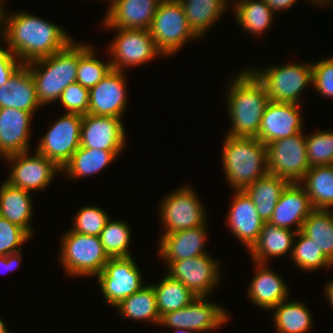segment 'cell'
Masks as SVG:
<instances>
[{"mask_svg": "<svg viewBox=\"0 0 333 333\" xmlns=\"http://www.w3.org/2000/svg\"><path fill=\"white\" fill-rule=\"evenodd\" d=\"M7 49L22 64L49 57L73 39L59 25L26 12L10 15L2 10L1 32Z\"/></svg>", "mask_w": 333, "mask_h": 333, "instance_id": "1", "label": "cell"}, {"mask_svg": "<svg viewBox=\"0 0 333 333\" xmlns=\"http://www.w3.org/2000/svg\"><path fill=\"white\" fill-rule=\"evenodd\" d=\"M231 128L227 135L256 137L263 113L270 98L263 83L250 70L245 69L229 84L227 94Z\"/></svg>", "mask_w": 333, "mask_h": 333, "instance_id": "2", "label": "cell"}, {"mask_svg": "<svg viewBox=\"0 0 333 333\" xmlns=\"http://www.w3.org/2000/svg\"><path fill=\"white\" fill-rule=\"evenodd\" d=\"M222 149L224 173L233 191L243 190L269 173L267 147L259 139L226 135Z\"/></svg>", "mask_w": 333, "mask_h": 333, "instance_id": "3", "label": "cell"}, {"mask_svg": "<svg viewBox=\"0 0 333 333\" xmlns=\"http://www.w3.org/2000/svg\"><path fill=\"white\" fill-rule=\"evenodd\" d=\"M33 76L37 100L41 106L59 100L63 90L76 82L78 43L72 40L49 57L26 64Z\"/></svg>", "mask_w": 333, "mask_h": 333, "instance_id": "4", "label": "cell"}, {"mask_svg": "<svg viewBox=\"0 0 333 333\" xmlns=\"http://www.w3.org/2000/svg\"><path fill=\"white\" fill-rule=\"evenodd\" d=\"M60 263L69 276H96L108 260L99 236H89L71 230L61 239Z\"/></svg>", "mask_w": 333, "mask_h": 333, "instance_id": "5", "label": "cell"}, {"mask_svg": "<svg viewBox=\"0 0 333 333\" xmlns=\"http://www.w3.org/2000/svg\"><path fill=\"white\" fill-rule=\"evenodd\" d=\"M149 32L164 57L176 54L188 40L199 39L189 27L183 6L178 0L160 2Z\"/></svg>", "mask_w": 333, "mask_h": 333, "instance_id": "6", "label": "cell"}, {"mask_svg": "<svg viewBox=\"0 0 333 333\" xmlns=\"http://www.w3.org/2000/svg\"><path fill=\"white\" fill-rule=\"evenodd\" d=\"M263 83L270 101L300 104L301 92L312 84V63L283 64L266 69H250Z\"/></svg>", "mask_w": 333, "mask_h": 333, "instance_id": "7", "label": "cell"}, {"mask_svg": "<svg viewBox=\"0 0 333 333\" xmlns=\"http://www.w3.org/2000/svg\"><path fill=\"white\" fill-rule=\"evenodd\" d=\"M196 193L190 186L183 185L166 195L159 209L163 234L207 225L205 208Z\"/></svg>", "mask_w": 333, "mask_h": 333, "instance_id": "8", "label": "cell"}, {"mask_svg": "<svg viewBox=\"0 0 333 333\" xmlns=\"http://www.w3.org/2000/svg\"><path fill=\"white\" fill-rule=\"evenodd\" d=\"M267 147L269 174L300 182L310 168L307 157L306 136L302 131L294 136L270 142Z\"/></svg>", "mask_w": 333, "mask_h": 333, "instance_id": "9", "label": "cell"}, {"mask_svg": "<svg viewBox=\"0 0 333 333\" xmlns=\"http://www.w3.org/2000/svg\"><path fill=\"white\" fill-rule=\"evenodd\" d=\"M82 119L83 115L64 113L41 138L36 152L62 169L80 147Z\"/></svg>", "mask_w": 333, "mask_h": 333, "instance_id": "10", "label": "cell"}, {"mask_svg": "<svg viewBox=\"0 0 333 333\" xmlns=\"http://www.w3.org/2000/svg\"><path fill=\"white\" fill-rule=\"evenodd\" d=\"M97 279L106 301L114 307L145 286L132 256L110 258Z\"/></svg>", "mask_w": 333, "mask_h": 333, "instance_id": "11", "label": "cell"}, {"mask_svg": "<svg viewBox=\"0 0 333 333\" xmlns=\"http://www.w3.org/2000/svg\"><path fill=\"white\" fill-rule=\"evenodd\" d=\"M111 29L117 31L109 49L110 56L112 55L110 61L112 69L123 71L128 67L147 63L158 55L162 56L149 30Z\"/></svg>", "mask_w": 333, "mask_h": 333, "instance_id": "12", "label": "cell"}, {"mask_svg": "<svg viewBox=\"0 0 333 333\" xmlns=\"http://www.w3.org/2000/svg\"><path fill=\"white\" fill-rule=\"evenodd\" d=\"M209 254L172 261L167 275L183 283L197 297H207L220 282V267Z\"/></svg>", "mask_w": 333, "mask_h": 333, "instance_id": "13", "label": "cell"}, {"mask_svg": "<svg viewBox=\"0 0 333 333\" xmlns=\"http://www.w3.org/2000/svg\"><path fill=\"white\" fill-rule=\"evenodd\" d=\"M29 152L17 153L4 157L13 165L7 181L10 185L21 188L23 190L33 192L34 190H43L52 182L57 172L61 173V169L45 156Z\"/></svg>", "mask_w": 333, "mask_h": 333, "instance_id": "14", "label": "cell"}, {"mask_svg": "<svg viewBox=\"0 0 333 333\" xmlns=\"http://www.w3.org/2000/svg\"><path fill=\"white\" fill-rule=\"evenodd\" d=\"M207 297H196L188 306L163 314L160 326L172 329L183 328L197 333L219 328L229 319V314L222 306L206 300Z\"/></svg>", "mask_w": 333, "mask_h": 333, "instance_id": "15", "label": "cell"}, {"mask_svg": "<svg viewBox=\"0 0 333 333\" xmlns=\"http://www.w3.org/2000/svg\"><path fill=\"white\" fill-rule=\"evenodd\" d=\"M125 131L121 118L87 113L82 119L80 146L122 151L126 142Z\"/></svg>", "mask_w": 333, "mask_h": 333, "instance_id": "16", "label": "cell"}, {"mask_svg": "<svg viewBox=\"0 0 333 333\" xmlns=\"http://www.w3.org/2000/svg\"><path fill=\"white\" fill-rule=\"evenodd\" d=\"M124 71H111L89 90V114L122 118L126 109L127 90Z\"/></svg>", "mask_w": 333, "mask_h": 333, "instance_id": "17", "label": "cell"}, {"mask_svg": "<svg viewBox=\"0 0 333 333\" xmlns=\"http://www.w3.org/2000/svg\"><path fill=\"white\" fill-rule=\"evenodd\" d=\"M303 118L301 105L293 103H276L270 101L263 113L258 135L255 137L267 145L278 139L300 133Z\"/></svg>", "mask_w": 333, "mask_h": 333, "instance_id": "18", "label": "cell"}, {"mask_svg": "<svg viewBox=\"0 0 333 333\" xmlns=\"http://www.w3.org/2000/svg\"><path fill=\"white\" fill-rule=\"evenodd\" d=\"M109 8L103 19L104 28L149 30L162 0H108Z\"/></svg>", "mask_w": 333, "mask_h": 333, "instance_id": "19", "label": "cell"}, {"mask_svg": "<svg viewBox=\"0 0 333 333\" xmlns=\"http://www.w3.org/2000/svg\"><path fill=\"white\" fill-rule=\"evenodd\" d=\"M234 194L225 220L234 236L250 250L258 241L264 222L253 201L243 190H235Z\"/></svg>", "mask_w": 333, "mask_h": 333, "instance_id": "20", "label": "cell"}, {"mask_svg": "<svg viewBox=\"0 0 333 333\" xmlns=\"http://www.w3.org/2000/svg\"><path fill=\"white\" fill-rule=\"evenodd\" d=\"M314 210L310 198L299 182L288 183L283 189L273 211L270 223L277 227L301 231L303 222Z\"/></svg>", "mask_w": 333, "mask_h": 333, "instance_id": "21", "label": "cell"}, {"mask_svg": "<svg viewBox=\"0 0 333 333\" xmlns=\"http://www.w3.org/2000/svg\"><path fill=\"white\" fill-rule=\"evenodd\" d=\"M33 114L15 108H0V157L30 150Z\"/></svg>", "mask_w": 333, "mask_h": 333, "instance_id": "22", "label": "cell"}, {"mask_svg": "<svg viewBox=\"0 0 333 333\" xmlns=\"http://www.w3.org/2000/svg\"><path fill=\"white\" fill-rule=\"evenodd\" d=\"M207 226L163 234L159 240L158 254L168 266L172 261L208 254L205 249ZM206 251V252H205Z\"/></svg>", "mask_w": 333, "mask_h": 333, "instance_id": "23", "label": "cell"}, {"mask_svg": "<svg viewBox=\"0 0 333 333\" xmlns=\"http://www.w3.org/2000/svg\"><path fill=\"white\" fill-rule=\"evenodd\" d=\"M40 107L33 76L29 67L22 64L9 78L8 83L0 86V108H15L34 115Z\"/></svg>", "mask_w": 333, "mask_h": 333, "instance_id": "24", "label": "cell"}, {"mask_svg": "<svg viewBox=\"0 0 333 333\" xmlns=\"http://www.w3.org/2000/svg\"><path fill=\"white\" fill-rule=\"evenodd\" d=\"M253 265L256 266V274L249 285L248 297L262 309L271 310L287 299L289 287L266 263L255 262Z\"/></svg>", "mask_w": 333, "mask_h": 333, "instance_id": "25", "label": "cell"}, {"mask_svg": "<svg viewBox=\"0 0 333 333\" xmlns=\"http://www.w3.org/2000/svg\"><path fill=\"white\" fill-rule=\"evenodd\" d=\"M296 231L264 222L258 241L249 250L253 262L265 263L273 257L292 253Z\"/></svg>", "mask_w": 333, "mask_h": 333, "instance_id": "26", "label": "cell"}, {"mask_svg": "<svg viewBox=\"0 0 333 333\" xmlns=\"http://www.w3.org/2000/svg\"><path fill=\"white\" fill-rule=\"evenodd\" d=\"M32 204L29 191L14 187L4 180L0 187V216L19 225L31 236L34 231L30 227L33 219Z\"/></svg>", "mask_w": 333, "mask_h": 333, "instance_id": "27", "label": "cell"}, {"mask_svg": "<svg viewBox=\"0 0 333 333\" xmlns=\"http://www.w3.org/2000/svg\"><path fill=\"white\" fill-rule=\"evenodd\" d=\"M288 183L286 179L268 173L243 189L263 222H269L272 218L277 201Z\"/></svg>", "mask_w": 333, "mask_h": 333, "instance_id": "28", "label": "cell"}, {"mask_svg": "<svg viewBox=\"0 0 333 333\" xmlns=\"http://www.w3.org/2000/svg\"><path fill=\"white\" fill-rule=\"evenodd\" d=\"M122 151H107L94 148L79 147L71 159L63 166L61 172L66 177L82 178L94 175L103 170L120 155Z\"/></svg>", "mask_w": 333, "mask_h": 333, "instance_id": "29", "label": "cell"}, {"mask_svg": "<svg viewBox=\"0 0 333 333\" xmlns=\"http://www.w3.org/2000/svg\"><path fill=\"white\" fill-rule=\"evenodd\" d=\"M184 9L188 25L199 37L210 29L226 12L228 0H178Z\"/></svg>", "mask_w": 333, "mask_h": 333, "instance_id": "30", "label": "cell"}, {"mask_svg": "<svg viewBox=\"0 0 333 333\" xmlns=\"http://www.w3.org/2000/svg\"><path fill=\"white\" fill-rule=\"evenodd\" d=\"M299 183L304 187L314 209L333 208V165L310 167Z\"/></svg>", "mask_w": 333, "mask_h": 333, "instance_id": "31", "label": "cell"}, {"mask_svg": "<svg viewBox=\"0 0 333 333\" xmlns=\"http://www.w3.org/2000/svg\"><path fill=\"white\" fill-rule=\"evenodd\" d=\"M274 310L273 320L277 333H306L312 328L310 310L299 301H281Z\"/></svg>", "mask_w": 333, "mask_h": 333, "instance_id": "32", "label": "cell"}, {"mask_svg": "<svg viewBox=\"0 0 333 333\" xmlns=\"http://www.w3.org/2000/svg\"><path fill=\"white\" fill-rule=\"evenodd\" d=\"M232 5L238 24L251 34L262 35L271 27L273 11L264 0H237Z\"/></svg>", "mask_w": 333, "mask_h": 333, "instance_id": "33", "label": "cell"}, {"mask_svg": "<svg viewBox=\"0 0 333 333\" xmlns=\"http://www.w3.org/2000/svg\"><path fill=\"white\" fill-rule=\"evenodd\" d=\"M301 232L312 239L333 264V211L314 209L303 222Z\"/></svg>", "mask_w": 333, "mask_h": 333, "instance_id": "34", "label": "cell"}, {"mask_svg": "<svg viewBox=\"0 0 333 333\" xmlns=\"http://www.w3.org/2000/svg\"><path fill=\"white\" fill-rule=\"evenodd\" d=\"M116 309L120 315L128 319L146 320L151 323L160 322L156 296L152 285H145L139 291L122 300Z\"/></svg>", "mask_w": 333, "mask_h": 333, "instance_id": "35", "label": "cell"}, {"mask_svg": "<svg viewBox=\"0 0 333 333\" xmlns=\"http://www.w3.org/2000/svg\"><path fill=\"white\" fill-rule=\"evenodd\" d=\"M160 317L188 306L197 296L178 280L165 275L160 283L152 284Z\"/></svg>", "mask_w": 333, "mask_h": 333, "instance_id": "36", "label": "cell"}, {"mask_svg": "<svg viewBox=\"0 0 333 333\" xmlns=\"http://www.w3.org/2000/svg\"><path fill=\"white\" fill-rule=\"evenodd\" d=\"M95 49L90 44H78V67L76 82L91 89L112 69L110 61L103 63L95 58Z\"/></svg>", "mask_w": 333, "mask_h": 333, "instance_id": "37", "label": "cell"}, {"mask_svg": "<svg viewBox=\"0 0 333 333\" xmlns=\"http://www.w3.org/2000/svg\"><path fill=\"white\" fill-rule=\"evenodd\" d=\"M297 241L294 239L291 253L292 261L303 271H316L320 268L332 267L333 264L324 256L321 248L301 231L296 233Z\"/></svg>", "mask_w": 333, "mask_h": 333, "instance_id": "38", "label": "cell"}, {"mask_svg": "<svg viewBox=\"0 0 333 333\" xmlns=\"http://www.w3.org/2000/svg\"><path fill=\"white\" fill-rule=\"evenodd\" d=\"M119 221H111L110 218L99 235L104 251L109 258L131 256L128 248L132 230L126 222Z\"/></svg>", "mask_w": 333, "mask_h": 333, "instance_id": "39", "label": "cell"}, {"mask_svg": "<svg viewBox=\"0 0 333 333\" xmlns=\"http://www.w3.org/2000/svg\"><path fill=\"white\" fill-rule=\"evenodd\" d=\"M310 167L333 165V131H315L306 136Z\"/></svg>", "mask_w": 333, "mask_h": 333, "instance_id": "40", "label": "cell"}, {"mask_svg": "<svg viewBox=\"0 0 333 333\" xmlns=\"http://www.w3.org/2000/svg\"><path fill=\"white\" fill-rule=\"evenodd\" d=\"M75 214L70 230L89 236H99L110 219L103 209L92 205L81 207Z\"/></svg>", "mask_w": 333, "mask_h": 333, "instance_id": "41", "label": "cell"}, {"mask_svg": "<svg viewBox=\"0 0 333 333\" xmlns=\"http://www.w3.org/2000/svg\"><path fill=\"white\" fill-rule=\"evenodd\" d=\"M31 235L19 225L0 216V256L18 252Z\"/></svg>", "mask_w": 333, "mask_h": 333, "instance_id": "42", "label": "cell"}, {"mask_svg": "<svg viewBox=\"0 0 333 333\" xmlns=\"http://www.w3.org/2000/svg\"><path fill=\"white\" fill-rule=\"evenodd\" d=\"M89 99V89L75 82L63 90L59 101L67 113L85 115L89 110Z\"/></svg>", "mask_w": 333, "mask_h": 333, "instance_id": "43", "label": "cell"}, {"mask_svg": "<svg viewBox=\"0 0 333 333\" xmlns=\"http://www.w3.org/2000/svg\"><path fill=\"white\" fill-rule=\"evenodd\" d=\"M323 97L333 98V56L312 63V87Z\"/></svg>", "mask_w": 333, "mask_h": 333, "instance_id": "44", "label": "cell"}, {"mask_svg": "<svg viewBox=\"0 0 333 333\" xmlns=\"http://www.w3.org/2000/svg\"><path fill=\"white\" fill-rule=\"evenodd\" d=\"M0 46V86L6 85L22 62L7 48Z\"/></svg>", "mask_w": 333, "mask_h": 333, "instance_id": "45", "label": "cell"}, {"mask_svg": "<svg viewBox=\"0 0 333 333\" xmlns=\"http://www.w3.org/2000/svg\"><path fill=\"white\" fill-rule=\"evenodd\" d=\"M22 262L21 250L15 253L8 254L7 256H0V266L6 271L17 269Z\"/></svg>", "mask_w": 333, "mask_h": 333, "instance_id": "46", "label": "cell"}, {"mask_svg": "<svg viewBox=\"0 0 333 333\" xmlns=\"http://www.w3.org/2000/svg\"><path fill=\"white\" fill-rule=\"evenodd\" d=\"M266 4L270 7L273 12H278L282 10H287L297 1V0H264Z\"/></svg>", "mask_w": 333, "mask_h": 333, "instance_id": "47", "label": "cell"}, {"mask_svg": "<svg viewBox=\"0 0 333 333\" xmlns=\"http://www.w3.org/2000/svg\"><path fill=\"white\" fill-rule=\"evenodd\" d=\"M327 300L331 304L330 306L333 308V279L327 283L325 290H324Z\"/></svg>", "mask_w": 333, "mask_h": 333, "instance_id": "48", "label": "cell"}, {"mask_svg": "<svg viewBox=\"0 0 333 333\" xmlns=\"http://www.w3.org/2000/svg\"><path fill=\"white\" fill-rule=\"evenodd\" d=\"M196 333V331L194 330H189V329H183V328H175V332L174 333Z\"/></svg>", "mask_w": 333, "mask_h": 333, "instance_id": "49", "label": "cell"}, {"mask_svg": "<svg viewBox=\"0 0 333 333\" xmlns=\"http://www.w3.org/2000/svg\"><path fill=\"white\" fill-rule=\"evenodd\" d=\"M0 333H8V328L5 327V322L0 319Z\"/></svg>", "mask_w": 333, "mask_h": 333, "instance_id": "50", "label": "cell"}, {"mask_svg": "<svg viewBox=\"0 0 333 333\" xmlns=\"http://www.w3.org/2000/svg\"><path fill=\"white\" fill-rule=\"evenodd\" d=\"M333 0H314V4H318L321 6V4H331Z\"/></svg>", "mask_w": 333, "mask_h": 333, "instance_id": "51", "label": "cell"}, {"mask_svg": "<svg viewBox=\"0 0 333 333\" xmlns=\"http://www.w3.org/2000/svg\"><path fill=\"white\" fill-rule=\"evenodd\" d=\"M3 5V2H1L0 1V28H1V16H2V10H3V8H4V6H2ZM3 7V8H2ZM0 32H1V29H0Z\"/></svg>", "mask_w": 333, "mask_h": 333, "instance_id": "52", "label": "cell"}]
</instances>
